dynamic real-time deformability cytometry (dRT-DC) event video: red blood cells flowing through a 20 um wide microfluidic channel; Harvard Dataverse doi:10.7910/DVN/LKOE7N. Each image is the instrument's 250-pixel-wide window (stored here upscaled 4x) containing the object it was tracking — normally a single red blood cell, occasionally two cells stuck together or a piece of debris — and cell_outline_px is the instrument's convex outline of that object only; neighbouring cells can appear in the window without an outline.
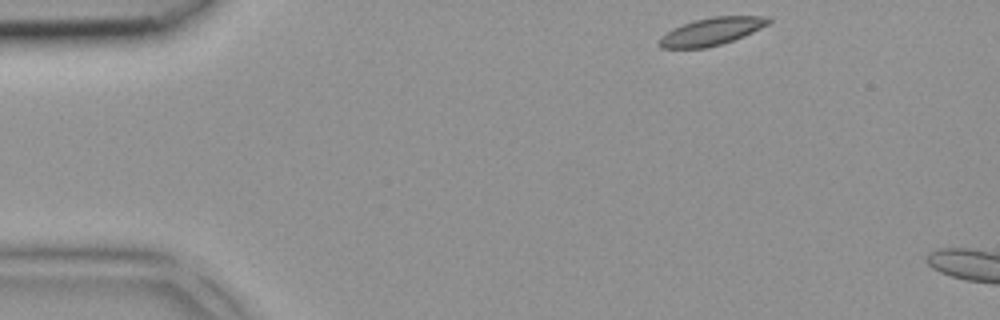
{"species": "common noctule bat (a hibernating species)", "species_latin": "Nyctalus noctula", "temperature_condition": "room temperature", "stored_images_in_passage": 2, "camera_frame_rate_fps": 3000, "um_per_image_px": 0.085, "animal": {"sex": "female", "body_mass_g": 18.4}, "frame": {"image": 1, "passage_image": 1, "time_ms": 0.0, "image_size_px": [1000, 320], "cell_outline_px": [[772, 20], [768, 24], [744, 36], [708, 48], [660, 48], [660, 40], [672, 28], [696, 20], [712, 16], [772, 16]], "centroid_in_image_um": [60.54, 2.66], "position_along_channel_um": 24.5, "area_um2": 17.28}}